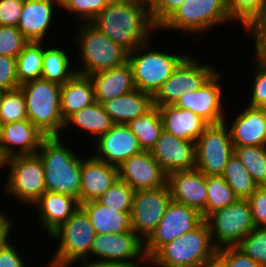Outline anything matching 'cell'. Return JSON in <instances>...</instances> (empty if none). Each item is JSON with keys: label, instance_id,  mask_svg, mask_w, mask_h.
I'll return each instance as SVG.
<instances>
[{"label": "cell", "instance_id": "20", "mask_svg": "<svg viewBox=\"0 0 266 267\" xmlns=\"http://www.w3.org/2000/svg\"><path fill=\"white\" fill-rule=\"evenodd\" d=\"M45 137L28 119L1 125L0 156L6 160L13 156L36 154Z\"/></svg>", "mask_w": 266, "mask_h": 267}, {"label": "cell", "instance_id": "27", "mask_svg": "<svg viewBox=\"0 0 266 267\" xmlns=\"http://www.w3.org/2000/svg\"><path fill=\"white\" fill-rule=\"evenodd\" d=\"M158 108L163 130L176 137L195 142L209 125L191 110L178 108L174 105H165Z\"/></svg>", "mask_w": 266, "mask_h": 267}, {"label": "cell", "instance_id": "47", "mask_svg": "<svg viewBox=\"0 0 266 267\" xmlns=\"http://www.w3.org/2000/svg\"><path fill=\"white\" fill-rule=\"evenodd\" d=\"M247 200L255 227H266V186L258 187Z\"/></svg>", "mask_w": 266, "mask_h": 267}, {"label": "cell", "instance_id": "48", "mask_svg": "<svg viewBox=\"0 0 266 267\" xmlns=\"http://www.w3.org/2000/svg\"><path fill=\"white\" fill-rule=\"evenodd\" d=\"M16 75V58L0 55V90L19 88Z\"/></svg>", "mask_w": 266, "mask_h": 267}, {"label": "cell", "instance_id": "13", "mask_svg": "<svg viewBox=\"0 0 266 267\" xmlns=\"http://www.w3.org/2000/svg\"><path fill=\"white\" fill-rule=\"evenodd\" d=\"M171 201L168 185L134 191L130 213L131 227L144 242L156 230Z\"/></svg>", "mask_w": 266, "mask_h": 267}, {"label": "cell", "instance_id": "17", "mask_svg": "<svg viewBox=\"0 0 266 267\" xmlns=\"http://www.w3.org/2000/svg\"><path fill=\"white\" fill-rule=\"evenodd\" d=\"M119 179L134 191L155 189L167 185V173L154 159L150 151L128 158L118 167Z\"/></svg>", "mask_w": 266, "mask_h": 267}, {"label": "cell", "instance_id": "8", "mask_svg": "<svg viewBox=\"0 0 266 267\" xmlns=\"http://www.w3.org/2000/svg\"><path fill=\"white\" fill-rule=\"evenodd\" d=\"M5 166L9 173L3 190L15 200L31 206L46 191L43 162L37 153L10 157L4 160Z\"/></svg>", "mask_w": 266, "mask_h": 267}, {"label": "cell", "instance_id": "11", "mask_svg": "<svg viewBox=\"0 0 266 267\" xmlns=\"http://www.w3.org/2000/svg\"><path fill=\"white\" fill-rule=\"evenodd\" d=\"M227 121L209 124L195 141L197 168L205 176H222L229 158L234 154Z\"/></svg>", "mask_w": 266, "mask_h": 267}, {"label": "cell", "instance_id": "3", "mask_svg": "<svg viewBox=\"0 0 266 267\" xmlns=\"http://www.w3.org/2000/svg\"><path fill=\"white\" fill-rule=\"evenodd\" d=\"M78 26L74 42L78 48L76 54L79 55L76 58L81 65L76 69L77 74L90 76L128 62L129 52L91 23H81Z\"/></svg>", "mask_w": 266, "mask_h": 267}, {"label": "cell", "instance_id": "54", "mask_svg": "<svg viewBox=\"0 0 266 267\" xmlns=\"http://www.w3.org/2000/svg\"><path fill=\"white\" fill-rule=\"evenodd\" d=\"M198 267H224V266L223 263L217 257H215L214 259L208 262L202 263Z\"/></svg>", "mask_w": 266, "mask_h": 267}, {"label": "cell", "instance_id": "57", "mask_svg": "<svg viewBox=\"0 0 266 267\" xmlns=\"http://www.w3.org/2000/svg\"><path fill=\"white\" fill-rule=\"evenodd\" d=\"M139 1H143V2H145L147 4H149V2H150V0H139Z\"/></svg>", "mask_w": 266, "mask_h": 267}, {"label": "cell", "instance_id": "24", "mask_svg": "<svg viewBox=\"0 0 266 267\" xmlns=\"http://www.w3.org/2000/svg\"><path fill=\"white\" fill-rule=\"evenodd\" d=\"M119 178L118 167L91 157L82 158L81 204L97 200Z\"/></svg>", "mask_w": 266, "mask_h": 267}, {"label": "cell", "instance_id": "31", "mask_svg": "<svg viewBox=\"0 0 266 267\" xmlns=\"http://www.w3.org/2000/svg\"><path fill=\"white\" fill-rule=\"evenodd\" d=\"M73 124L83 132H89L87 135H92L95 142L101 135L107 133L114 125L112 118L105 112L102 104L95 101L82 110L75 112L66 121V128Z\"/></svg>", "mask_w": 266, "mask_h": 267}, {"label": "cell", "instance_id": "46", "mask_svg": "<svg viewBox=\"0 0 266 267\" xmlns=\"http://www.w3.org/2000/svg\"><path fill=\"white\" fill-rule=\"evenodd\" d=\"M185 0H150L149 11L154 26L158 29Z\"/></svg>", "mask_w": 266, "mask_h": 267}, {"label": "cell", "instance_id": "2", "mask_svg": "<svg viewBox=\"0 0 266 267\" xmlns=\"http://www.w3.org/2000/svg\"><path fill=\"white\" fill-rule=\"evenodd\" d=\"M62 138V135L46 136L37 150L43 162L46 191L70 195L81 204L82 158Z\"/></svg>", "mask_w": 266, "mask_h": 267}, {"label": "cell", "instance_id": "15", "mask_svg": "<svg viewBox=\"0 0 266 267\" xmlns=\"http://www.w3.org/2000/svg\"><path fill=\"white\" fill-rule=\"evenodd\" d=\"M90 255L97 256V262L134 263L149 259L144 252V241L135 232L96 234ZM134 260V261H133Z\"/></svg>", "mask_w": 266, "mask_h": 267}, {"label": "cell", "instance_id": "45", "mask_svg": "<svg viewBox=\"0 0 266 267\" xmlns=\"http://www.w3.org/2000/svg\"><path fill=\"white\" fill-rule=\"evenodd\" d=\"M253 65V89L251 91V97L249 98L248 105L253 107H260L266 101V65L254 59Z\"/></svg>", "mask_w": 266, "mask_h": 267}, {"label": "cell", "instance_id": "30", "mask_svg": "<svg viewBox=\"0 0 266 267\" xmlns=\"http://www.w3.org/2000/svg\"><path fill=\"white\" fill-rule=\"evenodd\" d=\"M94 102V87L89 76L76 73L61 85V112L64 121Z\"/></svg>", "mask_w": 266, "mask_h": 267}, {"label": "cell", "instance_id": "56", "mask_svg": "<svg viewBox=\"0 0 266 267\" xmlns=\"http://www.w3.org/2000/svg\"><path fill=\"white\" fill-rule=\"evenodd\" d=\"M260 108L266 112V101L260 106Z\"/></svg>", "mask_w": 266, "mask_h": 267}, {"label": "cell", "instance_id": "43", "mask_svg": "<svg viewBox=\"0 0 266 267\" xmlns=\"http://www.w3.org/2000/svg\"><path fill=\"white\" fill-rule=\"evenodd\" d=\"M28 43L17 27L0 25V55L17 58Z\"/></svg>", "mask_w": 266, "mask_h": 267}, {"label": "cell", "instance_id": "42", "mask_svg": "<svg viewBox=\"0 0 266 267\" xmlns=\"http://www.w3.org/2000/svg\"><path fill=\"white\" fill-rule=\"evenodd\" d=\"M237 247L260 266L266 267V227H255Z\"/></svg>", "mask_w": 266, "mask_h": 267}, {"label": "cell", "instance_id": "36", "mask_svg": "<svg viewBox=\"0 0 266 267\" xmlns=\"http://www.w3.org/2000/svg\"><path fill=\"white\" fill-rule=\"evenodd\" d=\"M222 177L239 199H247L258 188L248 170L234 154L229 158Z\"/></svg>", "mask_w": 266, "mask_h": 267}, {"label": "cell", "instance_id": "41", "mask_svg": "<svg viewBox=\"0 0 266 267\" xmlns=\"http://www.w3.org/2000/svg\"><path fill=\"white\" fill-rule=\"evenodd\" d=\"M112 0H61L60 8L78 18L80 23H91Z\"/></svg>", "mask_w": 266, "mask_h": 267}, {"label": "cell", "instance_id": "50", "mask_svg": "<svg viewBox=\"0 0 266 267\" xmlns=\"http://www.w3.org/2000/svg\"><path fill=\"white\" fill-rule=\"evenodd\" d=\"M24 0H0V25L17 27Z\"/></svg>", "mask_w": 266, "mask_h": 267}, {"label": "cell", "instance_id": "16", "mask_svg": "<svg viewBox=\"0 0 266 267\" xmlns=\"http://www.w3.org/2000/svg\"><path fill=\"white\" fill-rule=\"evenodd\" d=\"M221 74L219 70L216 71L202 87L184 94L174 106L191 110L208 124H220L228 120L223 108Z\"/></svg>", "mask_w": 266, "mask_h": 267}, {"label": "cell", "instance_id": "44", "mask_svg": "<svg viewBox=\"0 0 266 267\" xmlns=\"http://www.w3.org/2000/svg\"><path fill=\"white\" fill-rule=\"evenodd\" d=\"M224 267H262L237 246L217 249L216 256Z\"/></svg>", "mask_w": 266, "mask_h": 267}, {"label": "cell", "instance_id": "9", "mask_svg": "<svg viewBox=\"0 0 266 267\" xmlns=\"http://www.w3.org/2000/svg\"><path fill=\"white\" fill-rule=\"evenodd\" d=\"M230 21L234 23L226 0H185L157 31L172 29L202 35L213 26Z\"/></svg>", "mask_w": 266, "mask_h": 267}, {"label": "cell", "instance_id": "39", "mask_svg": "<svg viewBox=\"0 0 266 267\" xmlns=\"http://www.w3.org/2000/svg\"><path fill=\"white\" fill-rule=\"evenodd\" d=\"M28 119L26 102L21 88L2 91L0 95V124Z\"/></svg>", "mask_w": 266, "mask_h": 267}, {"label": "cell", "instance_id": "26", "mask_svg": "<svg viewBox=\"0 0 266 267\" xmlns=\"http://www.w3.org/2000/svg\"><path fill=\"white\" fill-rule=\"evenodd\" d=\"M89 77L94 87L95 101L100 104L136 89L133 70L129 62L94 73Z\"/></svg>", "mask_w": 266, "mask_h": 267}, {"label": "cell", "instance_id": "37", "mask_svg": "<svg viewBox=\"0 0 266 267\" xmlns=\"http://www.w3.org/2000/svg\"><path fill=\"white\" fill-rule=\"evenodd\" d=\"M234 155L248 170L258 187L266 186V146L234 147Z\"/></svg>", "mask_w": 266, "mask_h": 267}, {"label": "cell", "instance_id": "34", "mask_svg": "<svg viewBox=\"0 0 266 267\" xmlns=\"http://www.w3.org/2000/svg\"><path fill=\"white\" fill-rule=\"evenodd\" d=\"M42 42H29L16 58V75L19 85L41 79L43 69Z\"/></svg>", "mask_w": 266, "mask_h": 267}, {"label": "cell", "instance_id": "18", "mask_svg": "<svg viewBox=\"0 0 266 267\" xmlns=\"http://www.w3.org/2000/svg\"><path fill=\"white\" fill-rule=\"evenodd\" d=\"M150 153L167 174L195 168V142L176 137L164 130Z\"/></svg>", "mask_w": 266, "mask_h": 267}, {"label": "cell", "instance_id": "23", "mask_svg": "<svg viewBox=\"0 0 266 267\" xmlns=\"http://www.w3.org/2000/svg\"><path fill=\"white\" fill-rule=\"evenodd\" d=\"M246 106L233 118L231 126L228 124L233 146H266V112Z\"/></svg>", "mask_w": 266, "mask_h": 267}, {"label": "cell", "instance_id": "38", "mask_svg": "<svg viewBox=\"0 0 266 267\" xmlns=\"http://www.w3.org/2000/svg\"><path fill=\"white\" fill-rule=\"evenodd\" d=\"M226 6L231 19L240 21L244 31L266 16V0H226Z\"/></svg>", "mask_w": 266, "mask_h": 267}, {"label": "cell", "instance_id": "35", "mask_svg": "<svg viewBox=\"0 0 266 267\" xmlns=\"http://www.w3.org/2000/svg\"><path fill=\"white\" fill-rule=\"evenodd\" d=\"M206 192V209L201 214L204 220L214 211L225 208L239 199L222 176H206Z\"/></svg>", "mask_w": 266, "mask_h": 267}, {"label": "cell", "instance_id": "19", "mask_svg": "<svg viewBox=\"0 0 266 267\" xmlns=\"http://www.w3.org/2000/svg\"><path fill=\"white\" fill-rule=\"evenodd\" d=\"M95 142L98 147L93 156L116 167H119L128 158L143 151L138 138L124 124H115Z\"/></svg>", "mask_w": 266, "mask_h": 267}, {"label": "cell", "instance_id": "55", "mask_svg": "<svg viewBox=\"0 0 266 267\" xmlns=\"http://www.w3.org/2000/svg\"><path fill=\"white\" fill-rule=\"evenodd\" d=\"M4 168V160L0 156V169Z\"/></svg>", "mask_w": 266, "mask_h": 267}, {"label": "cell", "instance_id": "29", "mask_svg": "<svg viewBox=\"0 0 266 267\" xmlns=\"http://www.w3.org/2000/svg\"><path fill=\"white\" fill-rule=\"evenodd\" d=\"M80 207L87 213L96 234L134 232L128 212L106 207L97 200L82 203Z\"/></svg>", "mask_w": 266, "mask_h": 267}, {"label": "cell", "instance_id": "12", "mask_svg": "<svg viewBox=\"0 0 266 267\" xmlns=\"http://www.w3.org/2000/svg\"><path fill=\"white\" fill-rule=\"evenodd\" d=\"M216 71L189 54L153 96V104L174 105L184 94L202 87Z\"/></svg>", "mask_w": 266, "mask_h": 267}, {"label": "cell", "instance_id": "51", "mask_svg": "<svg viewBox=\"0 0 266 267\" xmlns=\"http://www.w3.org/2000/svg\"><path fill=\"white\" fill-rule=\"evenodd\" d=\"M17 250L8 240L0 248V267H27L26 260L22 259L21 253Z\"/></svg>", "mask_w": 266, "mask_h": 267}, {"label": "cell", "instance_id": "52", "mask_svg": "<svg viewBox=\"0 0 266 267\" xmlns=\"http://www.w3.org/2000/svg\"><path fill=\"white\" fill-rule=\"evenodd\" d=\"M11 219V220H10ZM13 219L5 212L0 210V248L10 240V233L12 232V222Z\"/></svg>", "mask_w": 266, "mask_h": 267}, {"label": "cell", "instance_id": "40", "mask_svg": "<svg viewBox=\"0 0 266 267\" xmlns=\"http://www.w3.org/2000/svg\"><path fill=\"white\" fill-rule=\"evenodd\" d=\"M133 195L134 189L118 178L97 201L106 207L131 213Z\"/></svg>", "mask_w": 266, "mask_h": 267}, {"label": "cell", "instance_id": "33", "mask_svg": "<svg viewBox=\"0 0 266 267\" xmlns=\"http://www.w3.org/2000/svg\"><path fill=\"white\" fill-rule=\"evenodd\" d=\"M127 126L138 138L142 150L150 151L163 131V123L158 106L154 105L142 116L130 121Z\"/></svg>", "mask_w": 266, "mask_h": 267}, {"label": "cell", "instance_id": "4", "mask_svg": "<svg viewBox=\"0 0 266 267\" xmlns=\"http://www.w3.org/2000/svg\"><path fill=\"white\" fill-rule=\"evenodd\" d=\"M217 256L209 225L204 220L194 230L161 246L150 258L155 267H198Z\"/></svg>", "mask_w": 266, "mask_h": 267}, {"label": "cell", "instance_id": "7", "mask_svg": "<svg viewBox=\"0 0 266 267\" xmlns=\"http://www.w3.org/2000/svg\"><path fill=\"white\" fill-rule=\"evenodd\" d=\"M149 46L150 40L129 52L128 62L133 70L136 88L154 96L190 52L170 54L156 48L150 50Z\"/></svg>", "mask_w": 266, "mask_h": 267}, {"label": "cell", "instance_id": "10", "mask_svg": "<svg viewBox=\"0 0 266 267\" xmlns=\"http://www.w3.org/2000/svg\"><path fill=\"white\" fill-rule=\"evenodd\" d=\"M205 221L217 249L237 246L255 228L247 199H238L235 203L214 211Z\"/></svg>", "mask_w": 266, "mask_h": 267}, {"label": "cell", "instance_id": "5", "mask_svg": "<svg viewBox=\"0 0 266 267\" xmlns=\"http://www.w3.org/2000/svg\"><path fill=\"white\" fill-rule=\"evenodd\" d=\"M26 102L27 118L45 136H61L65 121L61 112V85L43 79L19 86Z\"/></svg>", "mask_w": 266, "mask_h": 267}, {"label": "cell", "instance_id": "6", "mask_svg": "<svg viewBox=\"0 0 266 267\" xmlns=\"http://www.w3.org/2000/svg\"><path fill=\"white\" fill-rule=\"evenodd\" d=\"M59 244L52 259L45 267H70L81 261V266L88 264L90 249L95 239V230L87 213L79 208L54 232L49 235Z\"/></svg>", "mask_w": 266, "mask_h": 267}, {"label": "cell", "instance_id": "25", "mask_svg": "<svg viewBox=\"0 0 266 267\" xmlns=\"http://www.w3.org/2000/svg\"><path fill=\"white\" fill-rule=\"evenodd\" d=\"M31 206H35L38 222L49 235L61 226L80 206L76 198L45 191Z\"/></svg>", "mask_w": 266, "mask_h": 267}, {"label": "cell", "instance_id": "14", "mask_svg": "<svg viewBox=\"0 0 266 267\" xmlns=\"http://www.w3.org/2000/svg\"><path fill=\"white\" fill-rule=\"evenodd\" d=\"M204 221L202 215L185 204L171 201L156 230L144 242V252L149 259L161 246L190 232Z\"/></svg>", "mask_w": 266, "mask_h": 267}, {"label": "cell", "instance_id": "53", "mask_svg": "<svg viewBox=\"0 0 266 267\" xmlns=\"http://www.w3.org/2000/svg\"><path fill=\"white\" fill-rule=\"evenodd\" d=\"M144 262H134V263H120V262H97V261H88V264H85L83 267H139ZM142 267V266H140Z\"/></svg>", "mask_w": 266, "mask_h": 267}, {"label": "cell", "instance_id": "28", "mask_svg": "<svg viewBox=\"0 0 266 267\" xmlns=\"http://www.w3.org/2000/svg\"><path fill=\"white\" fill-rule=\"evenodd\" d=\"M102 105L115 124L124 125L142 116L154 106L153 96L137 88Z\"/></svg>", "mask_w": 266, "mask_h": 267}, {"label": "cell", "instance_id": "32", "mask_svg": "<svg viewBox=\"0 0 266 267\" xmlns=\"http://www.w3.org/2000/svg\"><path fill=\"white\" fill-rule=\"evenodd\" d=\"M66 53V50L56 46L43 47L41 79L63 85L76 74V68L73 69L72 65L70 66V56Z\"/></svg>", "mask_w": 266, "mask_h": 267}, {"label": "cell", "instance_id": "22", "mask_svg": "<svg viewBox=\"0 0 266 267\" xmlns=\"http://www.w3.org/2000/svg\"><path fill=\"white\" fill-rule=\"evenodd\" d=\"M55 4L60 7V0H24L17 28L29 42L45 41L51 23L55 21Z\"/></svg>", "mask_w": 266, "mask_h": 267}, {"label": "cell", "instance_id": "21", "mask_svg": "<svg viewBox=\"0 0 266 267\" xmlns=\"http://www.w3.org/2000/svg\"><path fill=\"white\" fill-rule=\"evenodd\" d=\"M172 201L185 204L202 214L206 209V176L197 168L167 174Z\"/></svg>", "mask_w": 266, "mask_h": 267}, {"label": "cell", "instance_id": "1", "mask_svg": "<svg viewBox=\"0 0 266 267\" xmlns=\"http://www.w3.org/2000/svg\"><path fill=\"white\" fill-rule=\"evenodd\" d=\"M91 24L128 52L148 42L157 30L149 4L139 0H112Z\"/></svg>", "mask_w": 266, "mask_h": 267}, {"label": "cell", "instance_id": "49", "mask_svg": "<svg viewBox=\"0 0 266 267\" xmlns=\"http://www.w3.org/2000/svg\"><path fill=\"white\" fill-rule=\"evenodd\" d=\"M254 40V58L266 65V16L256 21L247 31Z\"/></svg>", "mask_w": 266, "mask_h": 267}]
</instances>
